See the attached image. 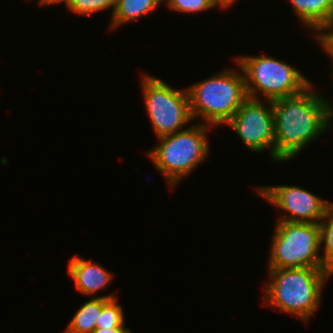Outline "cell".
I'll list each match as a JSON object with an SVG mask.
<instances>
[{
    "label": "cell",
    "instance_id": "6da1fadb",
    "mask_svg": "<svg viewBox=\"0 0 333 333\" xmlns=\"http://www.w3.org/2000/svg\"><path fill=\"white\" fill-rule=\"evenodd\" d=\"M312 86L311 83L298 94L272 101L276 162H285L294 158L331 125L329 123L331 102L314 93Z\"/></svg>",
    "mask_w": 333,
    "mask_h": 333
},
{
    "label": "cell",
    "instance_id": "7a4b0ae2",
    "mask_svg": "<svg viewBox=\"0 0 333 333\" xmlns=\"http://www.w3.org/2000/svg\"><path fill=\"white\" fill-rule=\"evenodd\" d=\"M271 281L265 287L264 304L274 306L301 321L317 310L323 285L330 274L323 268H269Z\"/></svg>",
    "mask_w": 333,
    "mask_h": 333
},
{
    "label": "cell",
    "instance_id": "3957f363",
    "mask_svg": "<svg viewBox=\"0 0 333 333\" xmlns=\"http://www.w3.org/2000/svg\"><path fill=\"white\" fill-rule=\"evenodd\" d=\"M193 120L200 116L207 125L227 123L248 98L244 74L223 70L187 87Z\"/></svg>",
    "mask_w": 333,
    "mask_h": 333
},
{
    "label": "cell",
    "instance_id": "277c9868",
    "mask_svg": "<svg viewBox=\"0 0 333 333\" xmlns=\"http://www.w3.org/2000/svg\"><path fill=\"white\" fill-rule=\"evenodd\" d=\"M212 126L199 124L158 138L160 144L147 152L156 168L174 187L207 158V130Z\"/></svg>",
    "mask_w": 333,
    "mask_h": 333
},
{
    "label": "cell",
    "instance_id": "5b68a950",
    "mask_svg": "<svg viewBox=\"0 0 333 333\" xmlns=\"http://www.w3.org/2000/svg\"><path fill=\"white\" fill-rule=\"evenodd\" d=\"M265 55L241 56L235 61L244 74L249 98L258 100L259 91L265 100L274 101L298 94L311 84L295 67Z\"/></svg>",
    "mask_w": 333,
    "mask_h": 333
},
{
    "label": "cell",
    "instance_id": "8992f818",
    "mask_svg": "<svg viewBox=\"0 0 333 333\" xmlns=\"http://www.w3.org/2000/svg\"><path fill=\"white\" fill-rule=\"evenodd\" d=\"M274 232L268 268H323L319 223L277 221Z\"/></svg>",
    "mask_w": 333,
    "mask_h": 333
},
{
    "label": "cell",
    "instance_id": "52a82bcc",
    "mask_svg": "<svg viewBox=\"0 0 333 333\" xmlns=\"http://www.w3.org/2000/svg\"><path fill=\"white\" fill-rule=\"evenodd\" d=\"M142 76L145 108L157 138L178 132L193 120L187 89L175 90L157 77Z\"/></svg>",
    "mask_w": 333,
    "mask_h": 333
},
{
    "label": "cell",
    "instance_id": "ba28073f",
    "mask_svg": "<svg viewBox=\"0 0 333 333\" xmlns=\"http://www.w3.org/2000/svg\"><path fill=\"white\" fill-rule=\"evenodd\" d=\"M267 102L269 107L259 99L248 97L226 124L251 151L260 153L270 147V156L274 160L275 123L272 101Z\"/></svg>",
    "mask_w": 333,
    "mask_h": 333
},
{
    "label": "cell",
    "instance_id": "9c48e42d",
    "mask_svg": "<svg viewBox=\"0 0 333 333\" xmlns=\"http://www.w3.org/2000/svg\"><path fill=\"white\" fill-rule=\"evenodd\" d=\"M257 190L263 198L278 209L290 213L289 216L280 217L278 221L320 223L327 209L332 205L312 192L297 186L258 187Z\"/></svg>",
    "mask_w": 333,
    "mask_h": 333
},
{
    "label": "cell",
    "instance_id": "30bf717a",
    "mask_svg": "<svg viewBox=\"0 0 333 333\" xmlns=\"http://www.w3.org/2000/svg\"><path fill=\"white\" fill-rule=\"evenodd\" d=\"M69 276L75 281V288L82 294L91 296L104 290L112 279L111 273L92 260H83L78 256L68 261Z\"/></svg>",
    "mask_w": 333,
    "mask_h": 333
},
{
    "label": "cell",
    "instance_id": "8fae6325",
    "mask_svg": "<svg viewBox=\"0 0 333 333\" xmlns=\"http://www.w3.org/2000/svg\"><path fill=\"white\" fill-rule=\"evenodd\" d=\"M290 2L303 25L319 33L316 35L317 39L333 27V0H290Z\"/></svg>",
    "mask_w": 333,
    "mask_h": 333
},
{
    "label": "cell",
    "instance_id": "7c38bea8",
    "mask_svg": "<svg viewBox=\"0 0 333 333\" xmlns=\"http://www.w3.org/2000/svg\"><path fill=\"white\" fill-rule=\"evenodd\" d=\"M113 295L96 296L85 302L74 314L65 333H92L96 328V322H99V316L103 308V297L107 299L116 298Z\"/></svg>",
    "mask_w": 333,
    "mask_h": 333
},
{
    "label": "cell",
    "instance_id": "4fadbf2b",
    "mask_svg": "<svg viewBox=\"0 0 333 333\" xmlns=\"http://www.w3.org/2000/svg\"><path fill=\"white\" fill-rule=\"evenodd\" d=\"M163 0H115L111 29L140 18L159 6Z\"/></svg>",
    "mask_w": 333,
    "mask_h": 333
},
{
    "label": "cell",
    "instance_id": "5bb4252c",
    "mask_svg": "<svg viewBox=\"0 0 333 333\" xmlns=\"http://www.w3.org/2000/svg\"><path fill=\"white\" fill-rule=\"evenodd\" d=\"M320 224V243H324L323 257H321L323 269L330 275L333 273V204L327 209Z\"/></svg>",
    "mask_w": 333,
    "mask_h": 333
},
{
    "label": "cell",
    "instance_id": "9a60e30c",
    "mask_svg": "<svg viewBox=\"0 0 333 333\" xmlns=\"http://www.w3.org/2000/svg\"><path fill=\"white\" fill-rule=\"evenodd\" d=\"M116 298L107 299L103 297V308L96 322V328H125L124 313L122 306L116 303Z\"/></svg>",
    "mask_w": 333,
    "mask_h": 333
},
{
    "label": "cell",
    "instance_id": "2e32d148",
    "mask_svg": "<svg viewBox=\"0 0 333 333\" xmlns=\"http://www.w3.org/2000/svg\"><path fill=\"white\" fill-rule=\"evenodd\" d=\"M66 6L76 14L83 16L90 15L95 12L112 9V15L115 9V0H69Z\"/></svg>",
    "mask_w": 333,
    "mask_h": 333
},
{
    "label": "cell",
    "instance_id": "e0dca14e",
    "mask_svg": "<svg viewBox=\"0 0 333 333\" xmlns=\"http://www.w3.org/2000/svg\"><path fill=\"white\" fill-rule=\"evenodd\" d=\"M168 8L184 13H196L216 7L214 0H163Z\"/></svg>",
    "mask_w": 333,
    "mask_h": 333
},
{
    "label": "cell",
    "instance_id": "ac0fdd59",
    "mask_svg": "<svg viewBox=\"0 0 333 333\" xmlns=\"http://www.w3.org/2000/svg\"><path fill=\"white\" fill-rule=\"evenodd\" d=\"M92 333H131L128 328H95Z\"/></svg>",
    "mask_w": 333,
    "mask_h": 333
},
{
    "label": "cell",
    "instance_id": "d6986e66",
    "mask_svg": "<svg viewBox=\"0 0 333 333\" xmlns=\"http://www.w3.org/2000/svg\"><path fill=\"white\" fill-rule=\"evenodd\" d=\"M317 41L322 45L321 48L326 51L328 56H330V59L333 61V49L322 38H319Z\"/></svg>",
    "mask_w": 333,
    "mask_h": 333
},
{
    "label": "cell",
    "instance_id": "ffe728a7",
    "mask_svg": "<svg viewBox=\"0 0 333 333\" xmlns=\"http://www.w3.org/2000/svg\"><path fill=\"white\" fill-rule=\"evenodd\" d=\"M235 1L237 0H214L215 2V5L216 6H219V7H223V8H227V7H230L231 4H233Z\"/></svg>",
    "mask_w": 333,
    "mask_h": 333
},
{
    "label": "cell",
    "instance_id": "44dd1931",
    "mask_svg": "<svg viewBox=\"0 0 333 333\" xmlns=\"http://www.w3.org/2000/svg\"><path fill=\"white\" fill-rule=\"evenodd\" d=\"M69 0H39V5H50V4H56L64 2L66 4Z\"/></svg>",
    "mask_w": 333,
    "mask_h": 333
},
{
    "label": "cell",
    "instance_id": "7402d4cb",
    "mask_svg": "<svg viewBox=\"0 0 333 333\" xmlns=\"http://www.w3.org/2000/svg\"><path fill=\"white\" fill-rule=\"evenodd\" d=\"M333 106L329 105V123L333 122Z\"/></svg>",
    "mask_w": 333,
    "mask_h": 333
}]
</instances>
